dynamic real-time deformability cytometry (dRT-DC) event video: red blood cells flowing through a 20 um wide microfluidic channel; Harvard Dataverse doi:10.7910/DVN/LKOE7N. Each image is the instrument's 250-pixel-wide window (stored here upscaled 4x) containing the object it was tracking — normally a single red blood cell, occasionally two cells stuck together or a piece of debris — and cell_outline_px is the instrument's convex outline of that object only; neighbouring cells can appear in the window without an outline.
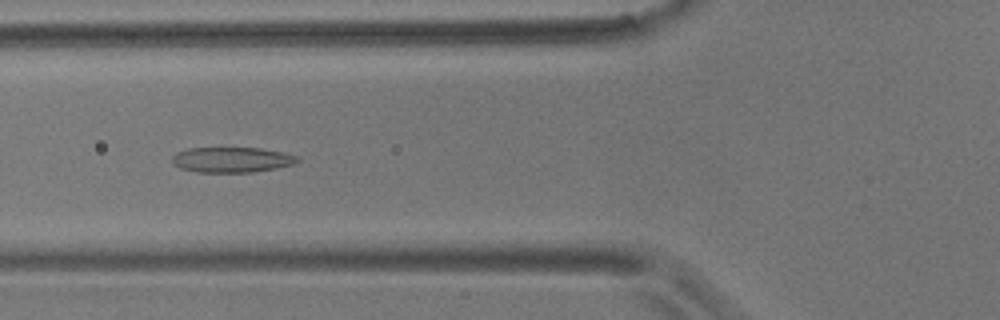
{"species": "common noctule bat (a hibernating species)", "species_latin": "Nyctalus noctula", "temperature_condition": "room temperature", "stored_images_in_passage": 55, "camera_frame_rate_fps": 3000, "um_per_image_px": 0.085, "animal": {"sex": "male", "body_mass_g": 17.9}, "frame": {"image": 1, "passage_image": 20, "time_ms": 6.333, "image_size_px": [1000, 320], "cell_outline_px": [[300, 160], [292, 164], [276, 168], [252, 172], [196, 172], [180, 168], [172, 164], [172, 156], [176, 152], [188, 148], [260, 148], [280, 152], [296, 156]], "centroid_in_image_um": [19.63, 13.58], "position_along_channel_um": 106.2, "area_um2": 18.38}}
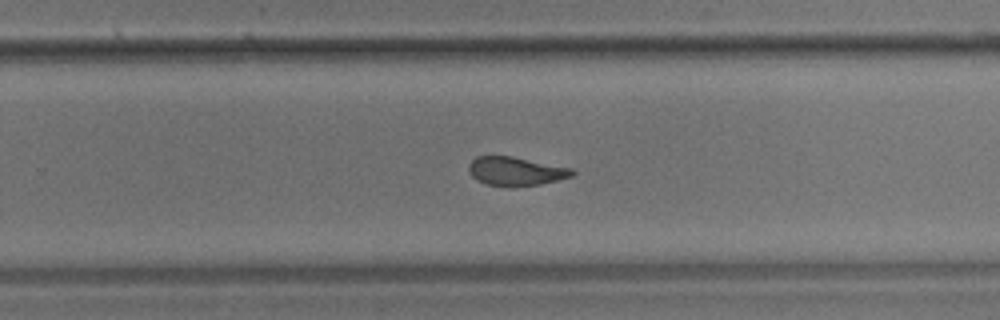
{"frame": {"image": 2, "passage_image": 35, "time_ms": 11.333, "image_size_px": [1000, 320], "cell_outline_px": [[576, 172], [572, 176], [540, 184], [488, 184], [476, 180], [468, 172], [468, 164], [476, 156], [512, 156], [572, 168]], "centroid_in_image_um": [43.82, 14.51], "position_along_channel_um": 286.0, "area_um2": 16.76}}
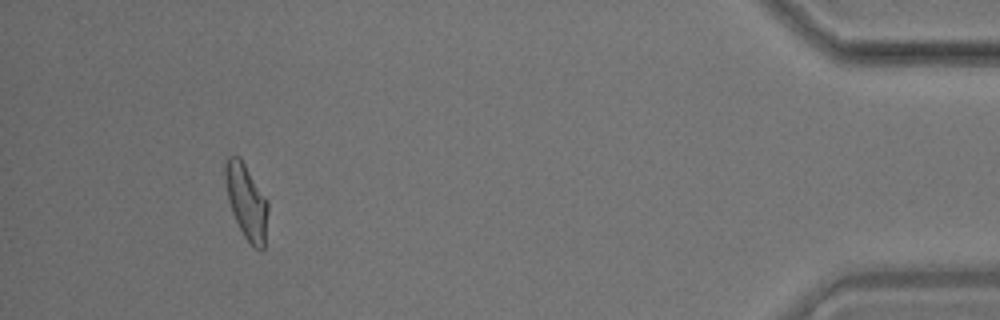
{"frame": {"image": 3, "passage_image": 51, "time_ms": 16.667, "image_size_px": [1000, 320], "cell_outline_px": [[268, 212], [264, 248], [260, 252], [252, 248], [244, 236], [232, 212], [228, 200], [224, 180], [224, 156], [240, 156], [268, 200]], "centroid_in_image_um": [20.94, 17.12], "position_along_channel_um": 414.3, "area_um2": 19.13}, "authors_computed_cell_mechanics": {"area_um2": 18.7272, "velocity_mm_per_s": 3.5993, "shape_relaxation_time_tau1_ms": 7.4696, "shape_relaxation_time_tau2_ms": 2.0454, "deformation_change_tau1": 0.176, "deformation_change_tau2": 0.0912}}